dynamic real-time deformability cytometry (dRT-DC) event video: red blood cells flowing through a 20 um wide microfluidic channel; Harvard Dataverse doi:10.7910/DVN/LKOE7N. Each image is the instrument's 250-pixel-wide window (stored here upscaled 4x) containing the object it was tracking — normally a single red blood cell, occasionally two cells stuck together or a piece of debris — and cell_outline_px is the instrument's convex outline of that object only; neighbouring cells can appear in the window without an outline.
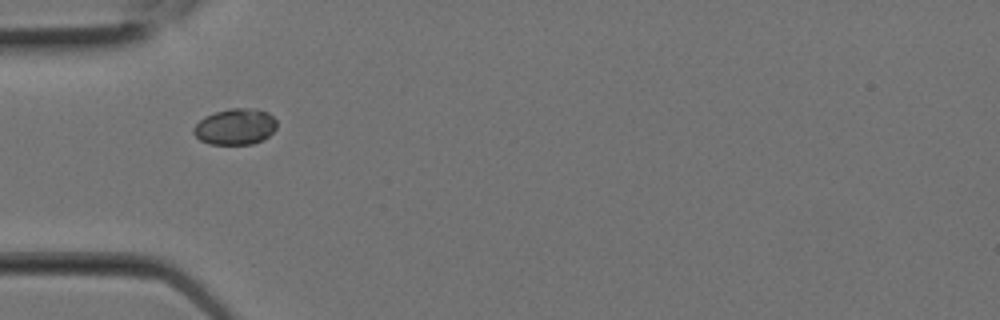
{"species": "Egyptian fruit bat (a non-hibernating species)", "species_latin": "Rousettus aegyptiacus", "temperature_condition": "room temperature", "stored_images_in_passage": 2, "camera_frame_rate_fps": 3000, "um_per_image_px": 0.085, "animal": {"sex": "female"}, "frame": {"image": 1, "passage_image": 1, "time_ms": 0.0, "image_size_px": [1000, 320], "cell_outline_px": [[276, 128], [264, 140], [252, 144], [208, 144], [200, 140], [192, 132], [192, 128], [204, 116], [228, 108], [256, 108], [268, 112], [276, 120]], "centroid_in_image_um": [19.99, 10.76], "position_along_channel_um": 65.0, "area_um2": 17.69}}